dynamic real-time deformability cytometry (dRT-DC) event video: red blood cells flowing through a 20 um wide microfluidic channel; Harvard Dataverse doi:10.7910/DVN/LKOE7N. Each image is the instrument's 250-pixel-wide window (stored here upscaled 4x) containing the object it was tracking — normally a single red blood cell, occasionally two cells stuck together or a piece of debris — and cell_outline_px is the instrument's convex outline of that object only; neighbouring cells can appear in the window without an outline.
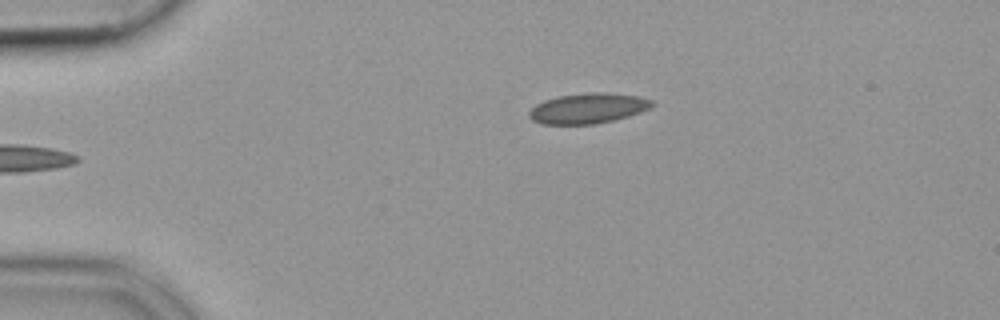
{"species": "common noctule bat (a hibernating species)", "species_latin": "Nyctalus noctula", "temperature_condition": "cold", "stored_images_in_passage": 44, "camera_frame_rate_fps": 3000, "um_per_image_px": 0.085, "animal": {"sex": "female", "body_mass_g": 19.9}, "frame": {"image": 1, "passage_image": 2, "time_ms": 0.333, "image_size_px": [1000, 320], "cell_outline_px": [[652, 104], [648, 108], [640, 112], [628, 116], [596, 124], [540, 124], [532, 120], [528, 116], [528, 112], [536, 104], [544, 100], [556, 96], [592, 92], [604, 92], [636, 96], [652, 100]], "centroid_in_image_um": [49.91, 9.21], "position_along_channel_um": 35.1, "area_um2": 21.56}}
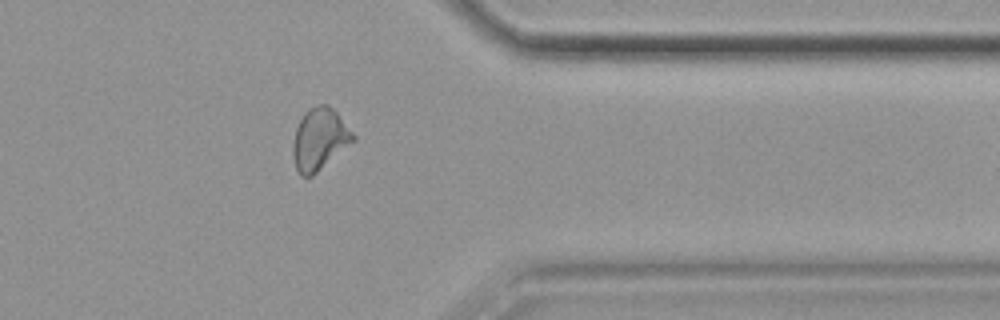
{"frame": {"image": 2, "passage_image": 34, "time_ms": 11.0, "image_size_px": [1000, 320], "cell_outline_px": [[356, 140], [312, 176], [300, 176], [296, 168], [292, 156], [292, 144], [296, 128], [304, 112], [308, 108], [320, 104], [328, 104], [336, 112], [356, 136]], "centroid_in_image_um": [27.15, 11.83], "position_along_channel_um": 384.2, "area_um2": 21.73}}
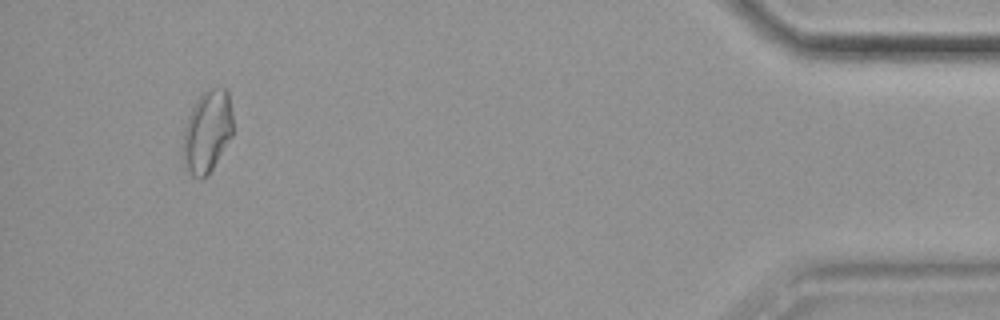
{"frame": {"image": 3, "passage_image": 41, "time_ms": 13.333, "image_size_px": [1000, 320], "cell_outline_px": [[232, 136], [208, 176], [200, 180], [192, 176], [184, 168], [180, 156], [180, 144], [184, 128], [188, 116], [200, 92], [208, 88], [228, 88], [232, 112]], "centroid_in_image_um": [17.56, 11.22], "position_along_channel_um": 417.6, "area_um2": 24.97}}